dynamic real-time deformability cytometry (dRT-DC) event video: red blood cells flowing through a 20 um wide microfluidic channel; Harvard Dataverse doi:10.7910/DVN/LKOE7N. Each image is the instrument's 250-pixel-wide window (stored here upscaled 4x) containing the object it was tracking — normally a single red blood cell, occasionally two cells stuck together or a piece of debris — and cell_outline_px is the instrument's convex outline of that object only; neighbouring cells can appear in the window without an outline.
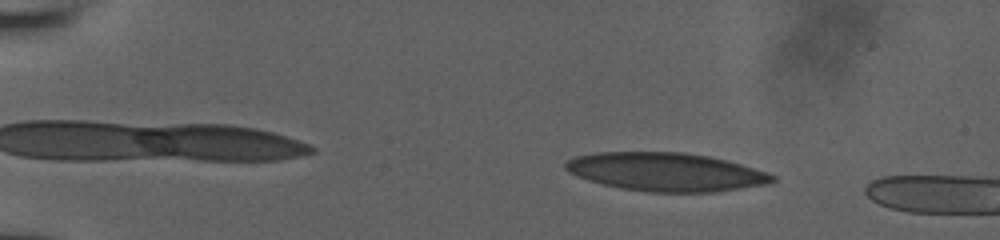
{"species": "human", "species_latin": "Homo sapiens", "temperature_condition": "room temperature", "stored_images_in_passage": 13, "camera_frame_rate_fps": 3000, "um_per_image_px": 0.085, "donor": {"sex": "male"}, "frame": {"image": 1, "passage_image": 8, "time_ms": 2.667, "image_size_px": [1000, 240], "cell_outline_px": [[776, 180], [768, 184], [712, 192], [648, 192], [620, 188], [588, 180], [576, 176], [568, 172], [564, 168], [564, 164], [568, 160], [576, 156], [596, 152], [684, 152], [708, 156], [728, 160], [768, 172], [776, 176]], "centroid_in_image_um": [56.6, 14.61], "position_along_channel_um": 28.4, "area_um2": 46.47}}